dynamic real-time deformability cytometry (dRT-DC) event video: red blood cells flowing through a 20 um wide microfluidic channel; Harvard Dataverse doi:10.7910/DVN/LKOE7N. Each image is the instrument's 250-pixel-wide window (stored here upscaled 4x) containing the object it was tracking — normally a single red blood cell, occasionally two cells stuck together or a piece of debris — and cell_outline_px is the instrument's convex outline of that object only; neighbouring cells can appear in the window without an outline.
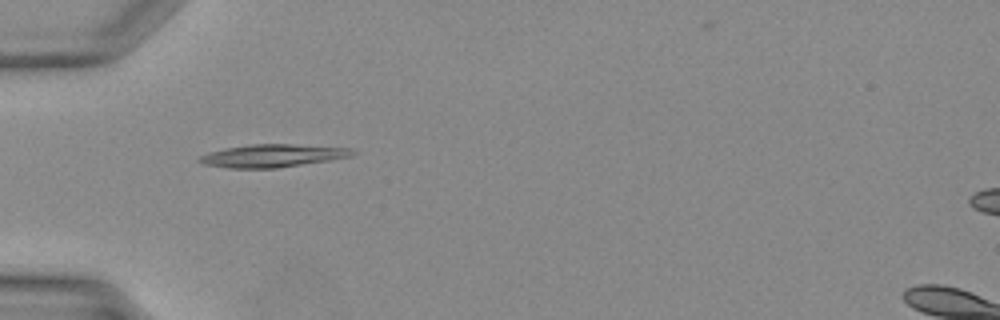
{"species": "Egyptian fruit bat (a non-hibernating species)", "species_latin": "Rousettus aegyptiacus", "temperature_condition": "warm", "stored_images_in_passage": 28, "camera_frame_rate_fps": 3000, "um_per_image_px": 0.085, "animal": {"sex": "female"}, "frame": {"image": 1, "passage_image": 1, "time_ms": 0.0, "image_size_px": [1000, 320], "cell_outline_px": [[356, 152], [348, 156], [328, 160], [276, 168], [228, 168], [204, 164], [196, 160], [200, 156], [224, 148], [252, 144], [292, 144], [348, 148]], "centroid_in_image_um": [23.1, 13.23], "position_along_channel_um": 61.9, "area_um2": 19.94}}
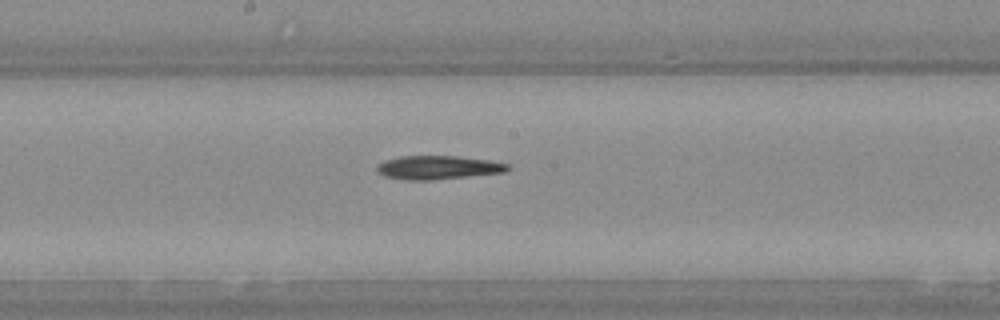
{"frame": {"image": 2, "passage_image": 10, "time_ms": 3.0, "image_size_px": [1000, 320], "cell_outline_px": [[508, 168], [504, 172], [428, 180], [408, 180], [384, 176], [376, 172], [376, 168], [380, 164], [388, 160], [404, 156], [456, 156], [488, 160], [508, 164]], "centroid_in_image_um": [37.2, 14.24], "position_along_channel_um": 211.0, "area_um2": 17.51}}
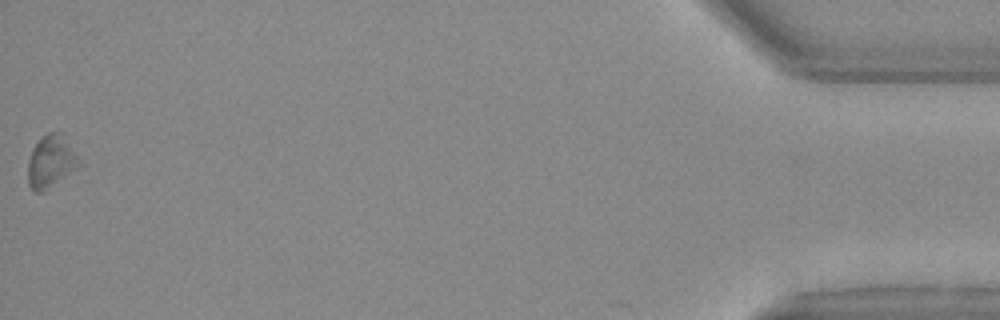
{"frame": {"image": 3, "passage_image": 28, "time_ms": 9.0, "image_size_px": [1000, 320], "cell_outline_px": [[80, 164], [76, 168], [44, 192], [36, 192], [28, 184], [28, 160], [32, 148], [40, 136], [48, 132], [60, 132], [76, 156]], "centroid_in_image_um": [4.26, 13.73], "position_along_channel_um": 430.9, "area_um2": 15.26}}